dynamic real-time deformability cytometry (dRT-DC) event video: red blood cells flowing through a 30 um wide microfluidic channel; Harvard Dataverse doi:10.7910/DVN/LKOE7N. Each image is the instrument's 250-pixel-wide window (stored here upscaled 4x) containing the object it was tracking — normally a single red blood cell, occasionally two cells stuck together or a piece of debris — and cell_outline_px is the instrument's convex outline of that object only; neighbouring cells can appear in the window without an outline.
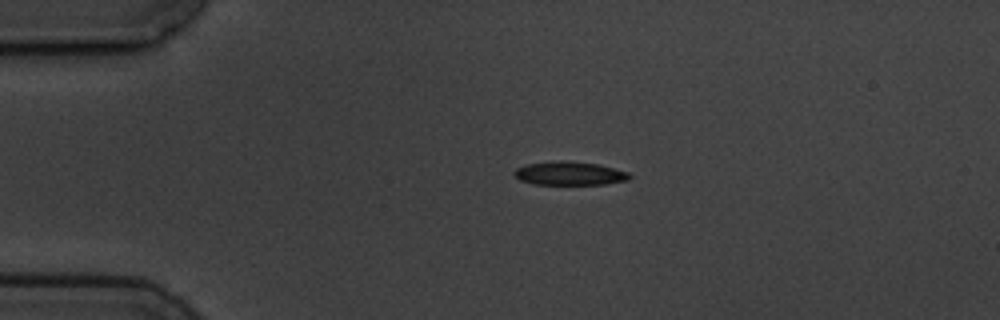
{"species": "common noctule bat (a hibernating species)", "species_latin": "Nyctalus noctula", "temperature_condition": "cold", "stored_images_in_passage": 3, "camera_frame_rate_fps": 3000, "um_per_image_px": 0.085, "animal": {"sex": "male", "body_mass_g": 19.5, "forearm_length_mm": 54.6}, "frame": {"image": 1, "passage_image": 2, "time_ms": 2.333, "image_size_px": [1000, 320], "cell_outline_px": [[632, 176], [628, 180], [604, 184], [532, 184], [520, 180], [512, 172], [516, 168], [528, 164], [560, 160], [596, 164], [628, 172]], "centroid_in_image_um": [48.39, 14.74], "position_along_channel_um": 36.6, "area_um2": 15.61}}